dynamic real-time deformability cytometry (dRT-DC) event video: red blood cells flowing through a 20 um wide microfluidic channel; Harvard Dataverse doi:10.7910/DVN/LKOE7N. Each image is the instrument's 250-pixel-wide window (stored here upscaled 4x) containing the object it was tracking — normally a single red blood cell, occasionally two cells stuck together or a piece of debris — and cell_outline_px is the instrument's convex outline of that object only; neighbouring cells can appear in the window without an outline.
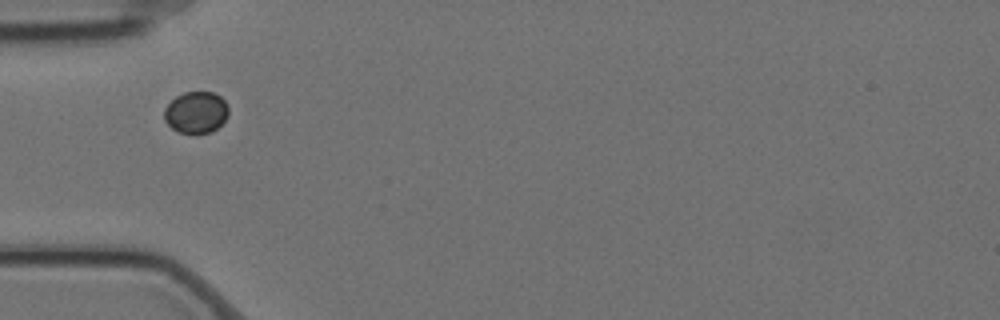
{"species": "Egyptian fruit bat (a non-hibernating species)", "species_latin": "Rousettus aegyptiacus", "temperature_condition": "cold", "stored_images_in_passage": 3, "camera_frame_rate_fps": 3000, "um_per_image_px": 0.085, "animal": {"sex": "female"}, "frame": {"image": 1, "passage_image": 1, "time_ms": 0.0, "image_size_px": [1000, 320], "cell_outline_px": [[228, 116], [212, 132], [180, 132], [172, 128], [164, 120], [164, 108], [176, 96], [184, 92], [212, 92], [220, 96], [224, 100], [228, 108]], "centroid_in_image_um": [16.66, 9.53], "position_along_channel_um": 68.3, "area_um2": 15.37}}
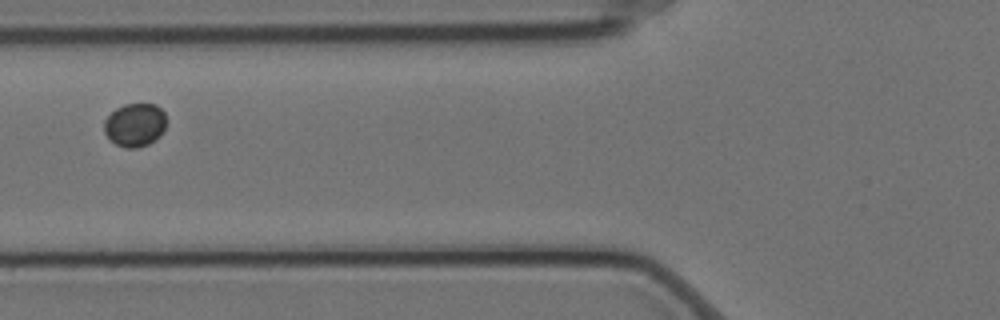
{"frame": {"image": 2, "passage_image": 2, "time_ms": 0.333, "image_size_px": [1000, 320], "cell_outline_px": [[164, 132], [160, 136], [148, 144], [136, 148], [124, 148], [116, 144], [104, 132], [104, 120], [116, 108], [124, 104], [156, 104], [164, 112]], "centroid_in_image_um": [11.46, 10.62], "position_along_channel_um": 114.3, "area_um2": 15.61}}
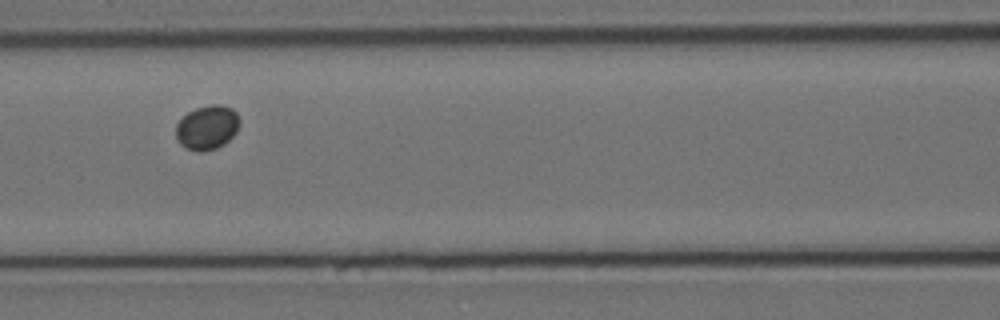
{"frame": {"image": 3, "passage_image": 3, "time_ms": 0.667, "image_size_px": [1000, 320], "cell_outline_px": [[240, 124], [236, 132], [224, 144], [216, 148], [200, 152], [184, 148], [176, 140], [176, 124], [188, 112], [196, 108], [212, 104], [220, 104], [232, 108], [236, 112], [240, 120]], "centroid_in_image_um": [17.6, 10.83], "position_along_channel_um": 149.0, "area_um2": 16.53}}